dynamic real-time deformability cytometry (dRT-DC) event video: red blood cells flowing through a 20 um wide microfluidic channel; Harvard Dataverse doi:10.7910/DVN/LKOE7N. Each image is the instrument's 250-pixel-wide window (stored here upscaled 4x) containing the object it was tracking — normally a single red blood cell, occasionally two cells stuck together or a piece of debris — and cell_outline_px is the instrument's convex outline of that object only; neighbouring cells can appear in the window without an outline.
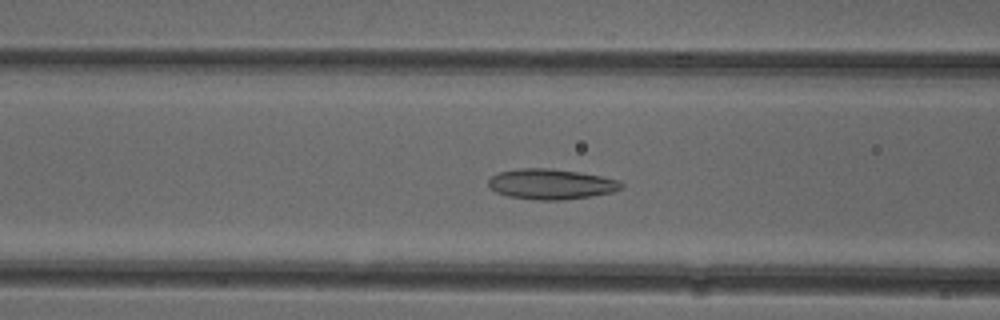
{"species": "common noctule bat (a hibernating species)", "species_latin": "Nyctalus noctula", "temperature_condition": "cold", "stored_images_in_passage": 49, "camera_frame_rate_fps": 3000, "um_per_image_px": 0.085, "animal": {"sex": "female"}, "frame": {"image": 1, "passage_image": 18, "time_ms": 5.667, "image_size_px": [1000, 320], "cell_outline_px": [[624, 188], [612, 192], [592, 196], [564, 200], [540, 200], [508, 196], [496, 192], [488, 188], [488, 180], [492, 176], [500, 172], [520, 168], [548, 168], [580, 172], [620, 180], [624, 184]], "centroid_in_image_um": [46.86, 15.65], "position_along_channel_um": 119.7, "area_um2": 23.64}}
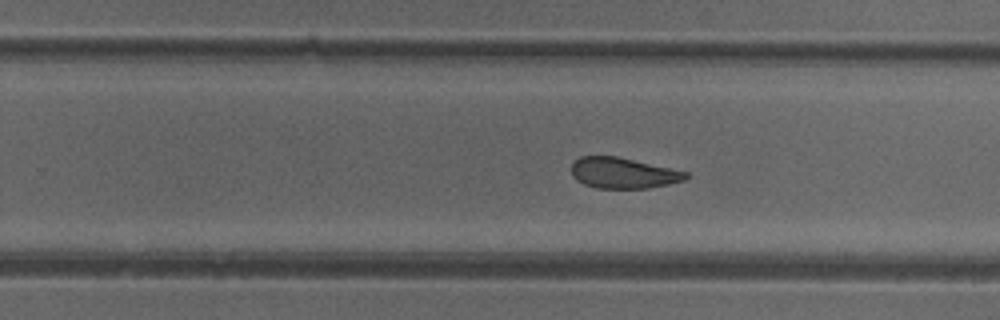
{"frame": {"image": 2, "passage_image": 30, "time_ms": 9.667, "image_size_px": [1000, 320], "cell_outline_px": [[688, 176], [684, 180], [668, 184], [648, 188], [596, 188], [584, 184], [576, 180], [572, 176], [572, 160], [580, 156], [616, 156], [688, 172]], "centroid_in_image_um": [52.92, 14.7], "position_along_channel_um": 276.9, "area_um2": 20.46}}
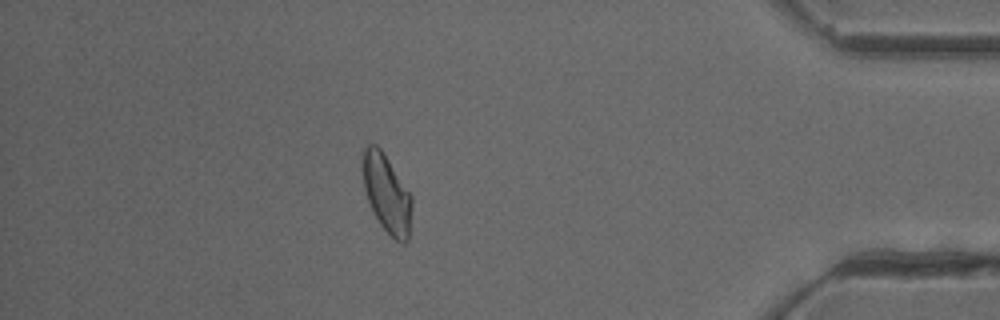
{"frame": {"image": 3, "passage_image": 43, "time_ms": 14.0, "image_size_px": [1000, 320], "cell_outline_px": [[412, 204], [408, 240], [404, 244], [400, 244], [380, 224], [368, 200], [364, 188], [360, 168], [364, 148], [368, 144], [376, 144], [380, 148], [412, 196]], "centroid_in_image_um": [32.85, 16.43], "position_along_channel_um": 402.4, "area_um2": 22.31}, "authors_computed_cell_mechanics": {"area_um2": 22.9466, "velocity_mm_per_s": 3.9259, "shape_relaxation_time_tau1_ms": null, "shape_relaxation_time_tau2_ms": 3.0618, "deformation_change_tau1": null, "deformation_change_tau2": 0.0978}}